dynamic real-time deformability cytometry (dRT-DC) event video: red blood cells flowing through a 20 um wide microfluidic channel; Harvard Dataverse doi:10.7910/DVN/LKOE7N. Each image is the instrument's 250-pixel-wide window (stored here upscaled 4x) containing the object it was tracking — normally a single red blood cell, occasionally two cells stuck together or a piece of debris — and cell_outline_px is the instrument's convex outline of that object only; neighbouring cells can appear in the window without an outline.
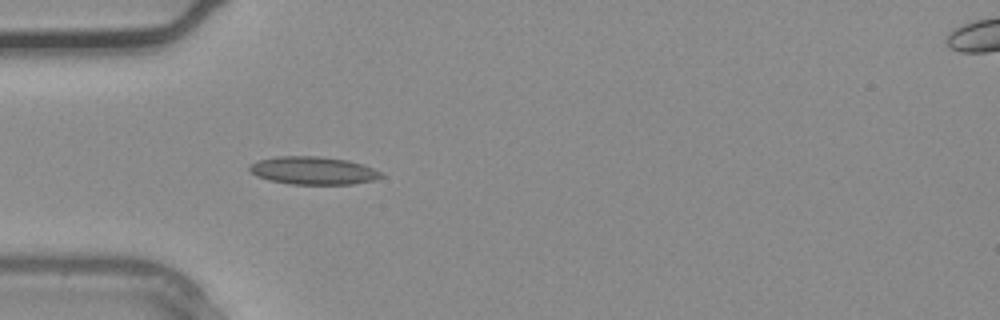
{"species": "common noctule bat (a hibernating species)", "species_latin": "Nyctalus noctula", "temperature_condition": "warm", "stored_images_in_passage": 26, "camera_frame_rate_fps": 3000, "um_per_image_px": 0.085, "animal": {"sex": "male", "body_mass_g": 20.4}, "frame": {"image": 1, "passage_image": 1, "time_ms": 0.0, "image_size_px": [1000, 320], "cell_outline_px": [[384, 176], [372, 180], [352, 184], [292, 184], [268, 180], [256, 176], [248, 168], [256, 160], [276, 156], [320, 156], [348, 160], [364, 164], [384, 172]], "centroid_in_image_um": [26.64, 14.49], "position_along_channel_um": 58.4, "area_um2": 21.56}}